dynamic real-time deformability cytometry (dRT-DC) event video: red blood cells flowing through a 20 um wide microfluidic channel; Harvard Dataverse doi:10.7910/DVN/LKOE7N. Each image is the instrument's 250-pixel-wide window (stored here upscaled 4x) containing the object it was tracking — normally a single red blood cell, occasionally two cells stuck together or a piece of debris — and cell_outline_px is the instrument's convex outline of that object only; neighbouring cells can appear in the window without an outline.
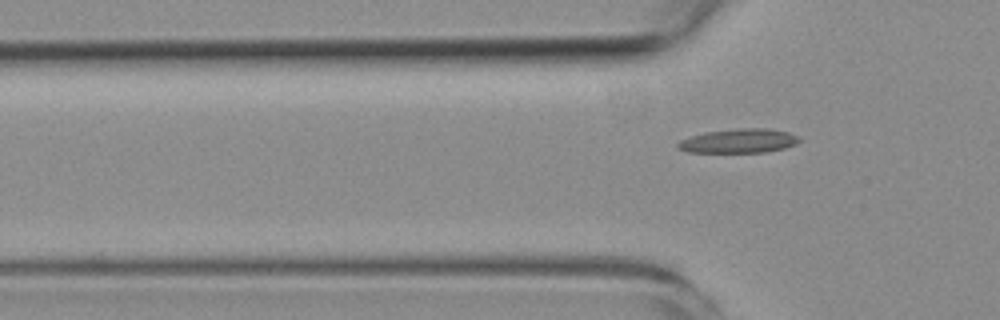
{"species": "common noctule bat (a hibernating species)", "species_latin": "Nyctalus noctula", "temperature_condition": "room temperature", "stored_images_in_passage": 3, "camera_frame_rate_fps": 3000, "um_per_image_px": 0.085, "animal": {"sex": "female", "body_mass_g": 19.3, "forearm_length_mm": 54.1}, "frame": {"image": 1, "passage_image": 3, "time_ms": 3.0, "image_size_px": [1000, 320], "cell_outline_px": [[800, 140], [796, 144], [784, 148], [764, 152], [688, 152], [676, 148], [676, 144], [680, 140], [704, 132], [736, 128], [768, 128], [788, 132], [800, 136]], "centroid_in_image_um": [62.8, 11.97], "position_along_channel_um": 63.0, "area_um2": 17.17}}